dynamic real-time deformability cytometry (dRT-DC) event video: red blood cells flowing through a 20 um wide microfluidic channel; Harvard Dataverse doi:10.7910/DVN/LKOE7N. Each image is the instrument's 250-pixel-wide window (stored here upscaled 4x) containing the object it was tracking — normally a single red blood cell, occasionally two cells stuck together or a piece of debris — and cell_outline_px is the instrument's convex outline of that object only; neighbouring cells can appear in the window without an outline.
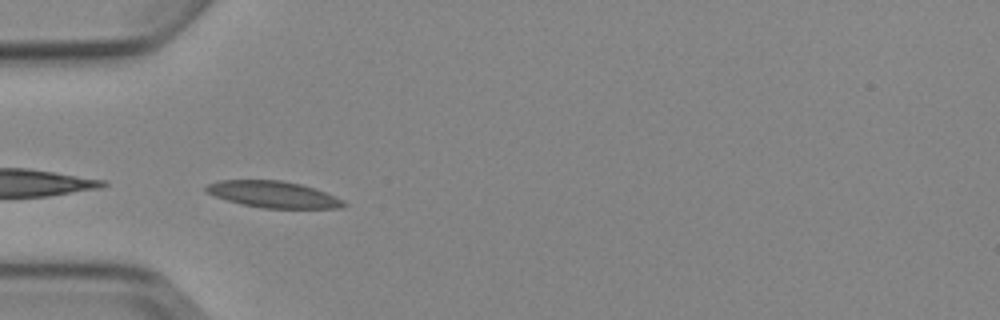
{"species": "Egyptian fruit bat (a non-hibernating species)", "species_latin": "Rousettus aegyptiacus", "temperature_condition": "cold", "stored_images_in_passage": 5, "camera_frame_rate_fps": 3000, "um_per_image_px": 0.085, "animal": {"sex": "female"}, "frame": {"image": 1, "passage_image": 4, "time_ms": 3.667, "image_size_px": [1000, 320], "cell_outline_px": [[348, 204], [340, 208], [264, 208], [244, 204], [228, 200], [204, 192], [204, 188], [208, 184], [220, 180], [280, 180], [300, 184], [336, 196], [344, 200]], "centroid_in_image_um": [23.23, 16.52], "position_along_channel_um": 61.8, "area_um2": 21.04}}
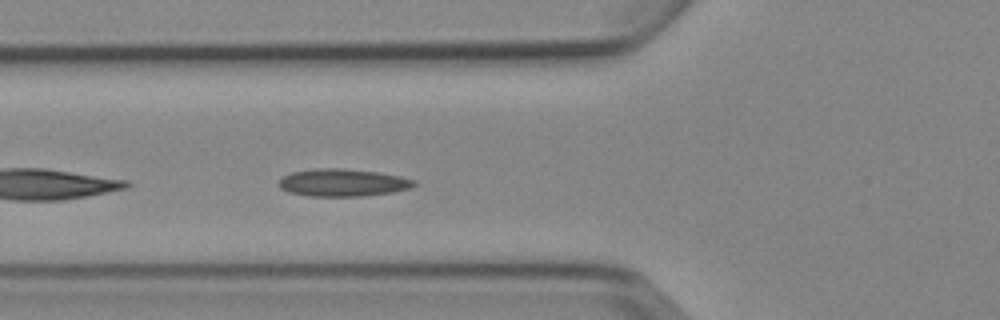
{"frame": {"image": 2, "passage_image": 5, "time_ms": 4.667, "image_size_px": [1000, 320], "cell_outline_px": [[416, 184], [408, 188], [392, 192], [360, 196], [308, 196], [288, 192], [280, 188], [276, 184], [284, 176], [292, 172], [316, 168], [340, 168], [376, 172], [400, 176], [416, 180]], "centroid_in_image_um": [29.09, 15.52], "position_along_channel_um": 96.7, "area_um2": 21.56}}